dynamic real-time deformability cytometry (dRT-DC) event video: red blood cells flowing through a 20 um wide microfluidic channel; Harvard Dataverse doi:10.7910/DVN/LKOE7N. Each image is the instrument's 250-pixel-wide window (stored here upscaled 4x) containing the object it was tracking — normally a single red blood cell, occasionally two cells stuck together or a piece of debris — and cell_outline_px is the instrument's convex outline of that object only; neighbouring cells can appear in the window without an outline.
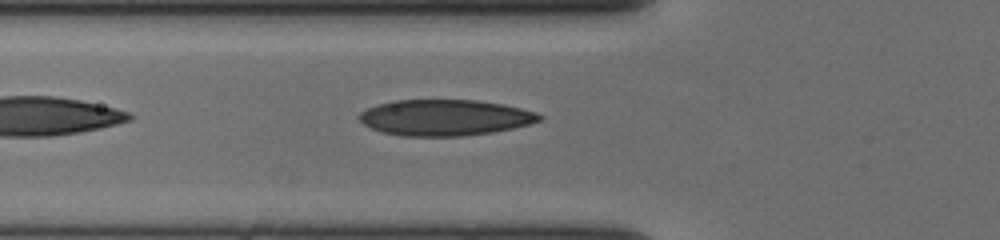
{"species": "human", "species_latin": "Homo sapiens", "temperature_condition": "cold", "stored_images_in_passage": 40, "camera_frame_rate_fps": 3000, "um_per_image_px": 0.085, "donor": {"sex": "female"}, "frame": {"image": 1, "passage_image": 4, "time_ms": 1.0, "image_size_px": [1000, 240], "cell_outline_px": [[544, 116], [540, 120], [528, 124], [512, 128], [492, 132], [464, 136], [404, 136], [380, 132], [364, 124], [356, 116], [360, 112], [368, 108], [392, 100], [476, 100], [504, 104], [536, 112]], "centroid_in_image_um": [37.8, 9.99], "position_along_channel_um": 88.0, "area_um2": 37.8}}
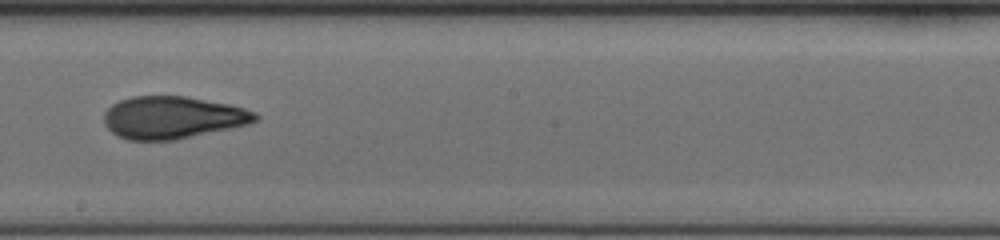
{"frame": {"image": 2, "passage_image": 16, "time_ms": 5.0, "image_size_px": [1000, 240], "cell_outline_px": [[260, 116], [256, 120], [248, 124], [176, 140], [128, 140], [116, 136], [104, 124], [104, 112], [112, 104], [120, 100], [132, 96], [188, 96], [228, 104], [244, 108], [256, 112]], "centroid_in_image_um": [14.65, 9.99], "position_along_channel_um": 233.5, "area_um2": 37.45}}
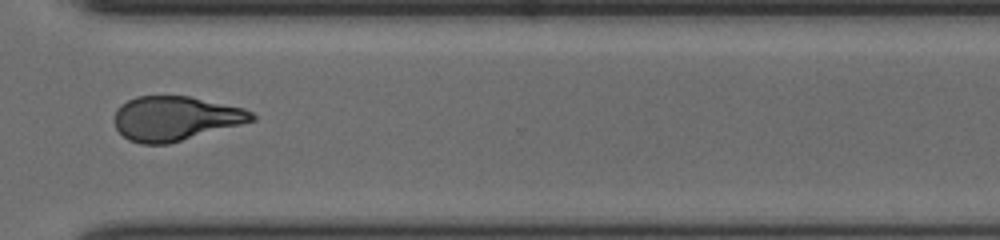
{"frame": {"image": 3, "passage_image": 26, "time_ms": 8.333, "image_size_px": [1000, 240], "cell_outline_px": [[256, 120], [168, 144], [140, 144], [128, 140], [116, 128], [112, 120], [116, 108], [120, 104], [136, 96], [188, 96], [244, 108], [252, 112], [256, 116]], "centroid_in_image_um": [14.86, 10.06], "position_along_channel_um": 355.7, "area_um2": 35.66}, "authors_computed_cell_mechanics": {"area_um2": 36.3851, "velocity_mm_per_s": 3.643, "shape_relaxation_time_tau1_ms": 5.3795, "shape_relaxation_time_tau2_ms": 2.5102, "deformation_change_tau1": 0.172, "deformation_change_tau2": 0.0822}}